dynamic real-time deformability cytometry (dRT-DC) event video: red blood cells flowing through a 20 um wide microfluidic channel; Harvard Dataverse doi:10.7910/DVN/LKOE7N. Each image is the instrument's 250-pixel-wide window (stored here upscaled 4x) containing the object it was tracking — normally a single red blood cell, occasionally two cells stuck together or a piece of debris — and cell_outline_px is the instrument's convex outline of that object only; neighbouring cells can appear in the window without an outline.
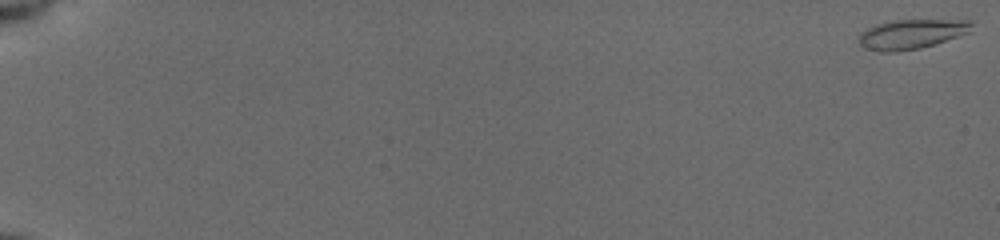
{"species": "common noctule bat (a hibernating species)", "species_latin": "Nyctalus noctula", "temperature_condition": "cold", "stored_images_in_passage": 55, "camera_frame_rate_fps": 3000, "um_per_image_px": 0.085, "animal": {"sex": "female", "body_mass_g": 19.5, "forearm_length_mm": 54.1}, "frame": {"image": 1, "passage_image": 1, "time_ms": 0.0, "image_size_px": [1000, 240], "cell_outline_px": [[972, 24], [968, 32], [920, 48], [896, 52], [880, 52], [864, 48], [856, 40], [860, 32], [876, 24], [892, 20], [972, 20]], "centroid_in_image_um": [77.37, 2.9], "position_along_channel_um": 7.6, "area_um2": 19.31}}
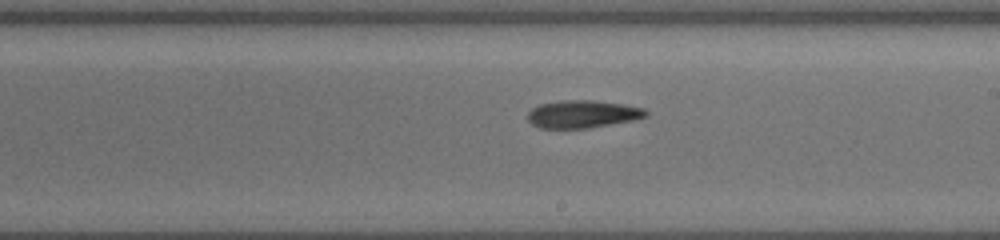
{"frame": {"image": 2, "passage_image": 35, "time_ms": 11.333, "image_size_px": [1000, 240], "cell_outline_px": [[648, 116], [632, 120], [584, 128], [540, 128], [532, 124], [528, 120], [528, 112], [532, 108], [540, 104], [560, 100], [592, 100], [624, 104], [644, 108], [648, 112]], "centroid_in_image_um": [49.5, 9.68], "position_along_channel_um": 239.5, "area_um2": 18.9}}
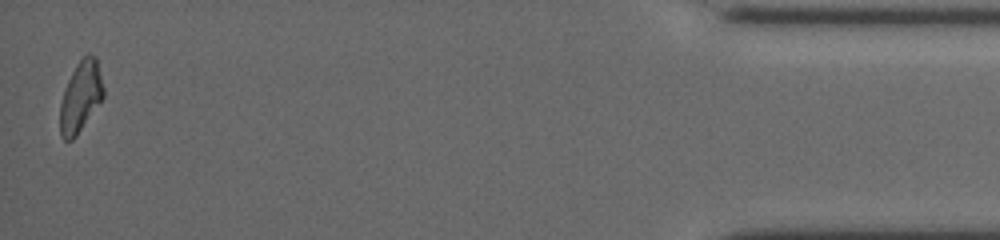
{"frame": {"image": 3, "passage_image": 55, "time_ms": 18.0, "image_size_px": [1000, 240], "cell_outline_px": [[104, 96], [76, 136], [72, 140], [64, 140], [60, 136], [60, 104], [64, 88], [76, 64], [88, 52], [96, 56], [104, 88]], "centroid_in_image_um": [6.85, 8.2], "position_along_channel_um": 428.4, "area_um2": 17.86}, "authors_computed_cell_mechanics": {"area_um2": 18.7272, "velocity_mm_per_s": 3.9196, "shape_relaxation_time_tau1_ms": 4.0471, "shape_relaxation_time_tau2_ms": null, "deformation_change_tau1": 0.1935, "deformation_change_tau2": null}}